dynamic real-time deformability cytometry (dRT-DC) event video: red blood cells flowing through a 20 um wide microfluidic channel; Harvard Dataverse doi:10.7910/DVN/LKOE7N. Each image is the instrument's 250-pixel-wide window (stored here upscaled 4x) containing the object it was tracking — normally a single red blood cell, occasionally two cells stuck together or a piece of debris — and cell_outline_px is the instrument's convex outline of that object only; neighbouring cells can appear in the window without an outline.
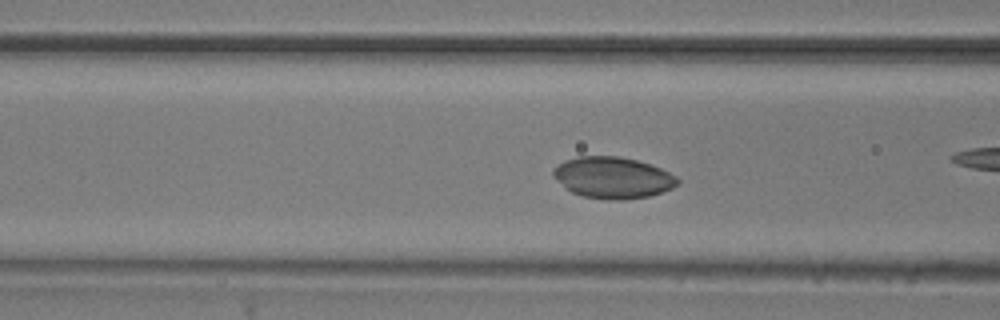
{"species": "common noctule bat (a hibernating species)", "species_latin": "Nyctalus noctula", "temperature_condition": "room temperature", "stored_images_in_passage": 40, "camera_frame_rate_fps": 3000, "um_per_image_px": 0.085, "animal": {"sex": "male", "body_mass_g": 20.5, "forearm_length_mm": 52.5}, "frame": {"image": 1, "passage_image": 18, "time_ms": 5.667, "image_size_px": [1000, 320], "cell_outline_px": [[680, 180], [672, 188], [648, 196], [620, 200], [608, 200], [580, 196], [572, 192], [552, 176], [552, 168], [564, 160], [580, 156], [620, 156], [636, 160], [660, 168], [676, 176]], "centroid_in_image_um": [52.04, 15.09], "position_along_channel_um": 114.6, "area_um2": 29.88}}